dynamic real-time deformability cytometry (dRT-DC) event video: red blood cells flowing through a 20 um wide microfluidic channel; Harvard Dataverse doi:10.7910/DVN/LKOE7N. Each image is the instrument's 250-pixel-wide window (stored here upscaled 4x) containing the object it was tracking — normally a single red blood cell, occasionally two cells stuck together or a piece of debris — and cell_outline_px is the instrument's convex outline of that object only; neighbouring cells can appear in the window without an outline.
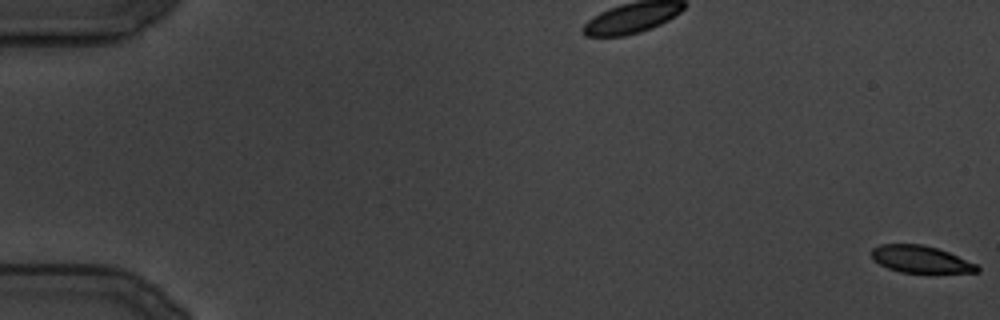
{"species": "common noctule bat (a hibernating species)", "species_latin": "Nyctalus noctula", "temperature_condition": "cold", "stored_images_in_passage": 21, "camera_frame_rate_fps": 3000, "um_per_image_px": 0.085, "animal": {"sex": "male", "body_mass_g": 19.5, "forearm_length_mm": 54.6}, "frame": {"image": 1, "passage_image": 1, "time_ms": 0.0, "image_size_px": [1000, 320], "cell_outline_px": [[980, 272], [900, 272], [888, 268], [872, 260], [872, 248], [880, 244], [920, 244], [936, 248], [948, 252], [976, 264], [980, 268]], "centroid_in_image_um": [78.22, 22.03], "position_along_channel_um": 6.8, "area_um2": 16.42}}